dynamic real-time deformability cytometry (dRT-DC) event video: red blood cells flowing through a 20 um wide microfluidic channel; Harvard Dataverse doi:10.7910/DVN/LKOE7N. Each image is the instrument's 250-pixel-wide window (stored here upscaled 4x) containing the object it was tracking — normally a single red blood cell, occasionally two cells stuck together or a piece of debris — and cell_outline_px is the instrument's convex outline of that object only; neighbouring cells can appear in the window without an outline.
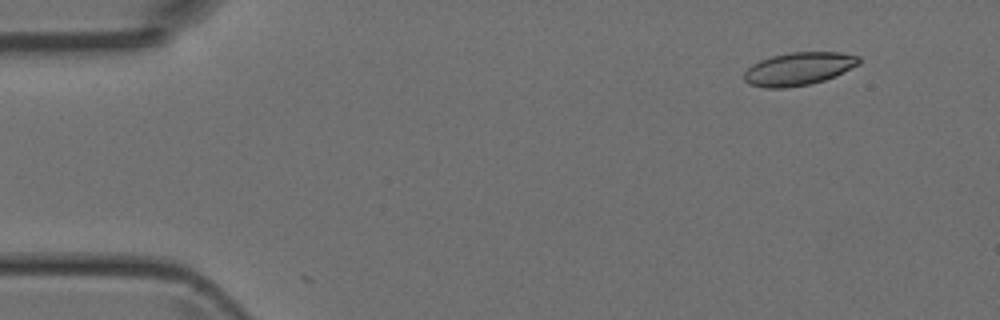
{"species": "Egyptian fruit bat (a non-hibernating species)", "species_latin": "Rousettus aegyptiacus", "temperature_condition": "room temperature", "stored_images_in_passage": 5, "camera_frame_rate_fps": 3000, "um_per_image_px": 0.085, "animal": {"sex": "female"}, "frame": {"image": 1, "passage_image": 2, "time_ms": 1.0, "image_size_px": [1000, 320], "cell_outline_px": [[860, 64], [836, 76], [812, 84], [788, 88], [764, 88], [748, 84], [744, 80], [744, 72], [752, 64], [760, 60], [772, 56], [792, 52], [840, 52], [860, 56]], "centroid_in_image_um": [67.89, 5.86], "position_along_channel_um": 17.1, "area_um2": 22.31}}
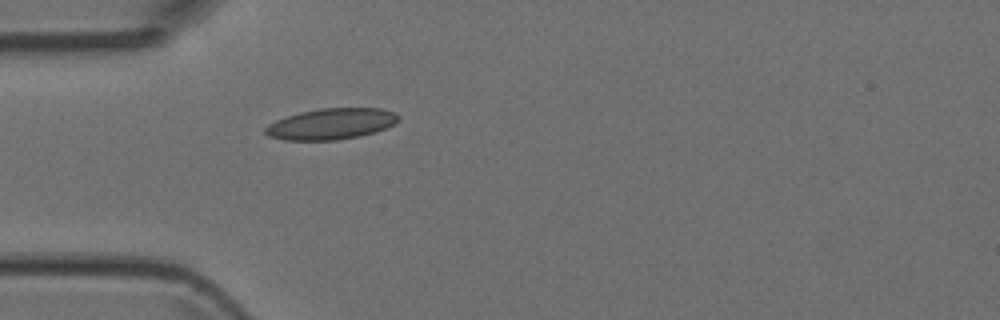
{"frame": {"image": 2, "passage_image": 5, "time_ms": 4.333, "image_size_px": [1000, 320], "cell_outline_px": [[400, 120], [396, 124], [376, 132], [360, 136], [336, 140], [284, 140], [268, 136], [264, 132], [264, 128], [268, 124], [276, 120], [300, 112], [320, 108], [380, 108], [392, 112], [400, 116]], "centroid_in_image_um": [28.17, 10.53], "position_along_channel_um": 56.8, "area_um2": 24.22}}